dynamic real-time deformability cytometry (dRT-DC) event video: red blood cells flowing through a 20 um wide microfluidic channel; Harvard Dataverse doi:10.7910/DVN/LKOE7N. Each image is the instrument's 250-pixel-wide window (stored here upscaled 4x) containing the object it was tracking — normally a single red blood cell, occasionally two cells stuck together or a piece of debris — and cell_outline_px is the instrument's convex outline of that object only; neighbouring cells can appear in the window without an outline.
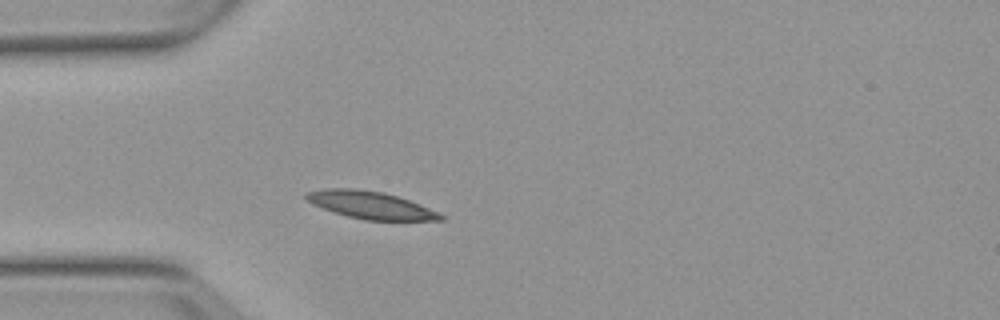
{"species": "Egyptian fruit bat (a non-hibernating species)", "species_latin": "Rousettus aegyptiacus", "temperature_condition": "warm", "stored_images_in_passage": 1, "camera_frame_rate_fps": 3000, "um_per_image_px": 0.085, "animal": {"sex": "female"}, "frame": {"image": 1, "passage_image": 1, "time_ms": 0.0, "image_size_px": [1000, 320], "cell_outline_px": [[444, 220], [364, 220], [332, 212], [312, 204], [304, 196], [304, 192], [324, 188], [356, 188], [384, 192], [420, 204], [440, 212], [444, 216]], "centroid_in_image_um": [31.47, 17.42], "position_along_channel_um": 53.5, "area_um2": 21.62}}